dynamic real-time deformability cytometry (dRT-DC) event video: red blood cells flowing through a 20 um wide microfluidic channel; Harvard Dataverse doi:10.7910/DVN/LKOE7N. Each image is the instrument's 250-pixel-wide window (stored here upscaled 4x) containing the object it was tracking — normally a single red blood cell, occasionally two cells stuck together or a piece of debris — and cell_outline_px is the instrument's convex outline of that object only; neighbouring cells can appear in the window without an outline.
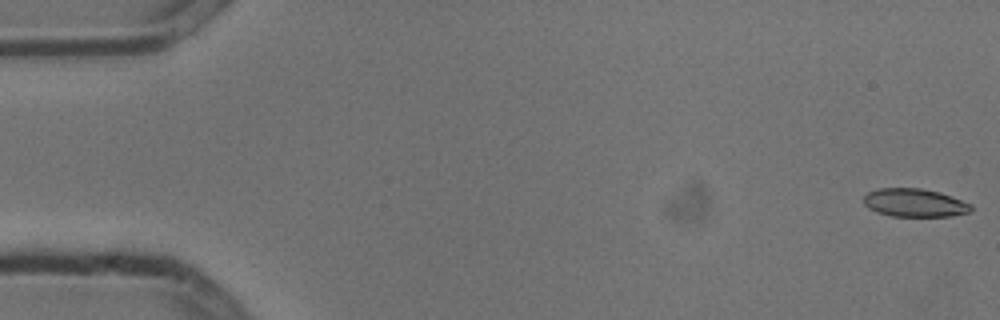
{"species": "common noctule bat (a hibernating species)", "species_latin": "Nyctalus noctula", "temperature_condition": "cold", "stored_images_in_passage": 5, "camera_frame_rate_fps": 3000, "um_per_image_px": 0.085, "animal": {"sex": "male", "body_mass_g": 13.3}, "frame": {"image": 1, "passage_image": 1, "time_ms": 0.0, "image_size_px": [1000, 320], "cell_outline_px": [[972, 208], [968, 212], [948, 216], [892, 216], [876, 212], [868, 208], [864, 204], [864, 196], [868, 192], [880, 188], [920, 188], [940, 192], [972, 204]], "centroid_in_image_um": [77.72, 17.23], "position_along_channel_um": 7.3, "area_um2": 17.57}}
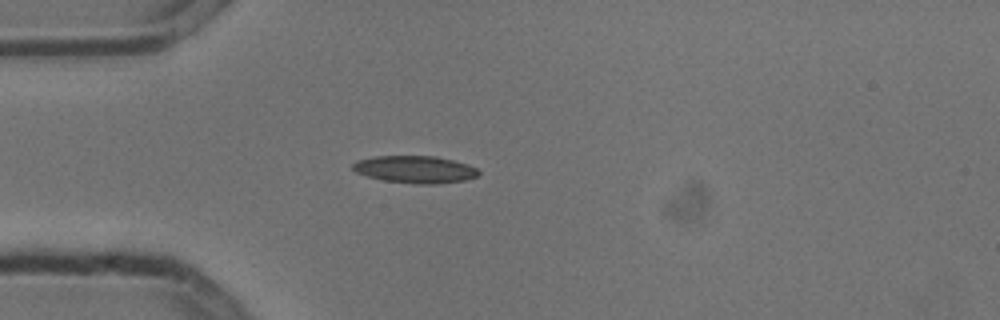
{"frame": {"image": 2, "passage_image": 5, "time_ms": 1.333, "image_size_px": [1000, 320], "cell_outline_px": [[480, 176], [464, 180], [436, 184], [416, 184], [384, 180], [368, 176], [356, 172], [352, 168], [352, 164], [356, 160], [376, 156], [436, 156], [468, 164], [476, 168], [480, 172]], "centroid_in_image_um": [35.3, 14.4], "position_along_channel_um": 49.7, "area_um2": 20.0}}